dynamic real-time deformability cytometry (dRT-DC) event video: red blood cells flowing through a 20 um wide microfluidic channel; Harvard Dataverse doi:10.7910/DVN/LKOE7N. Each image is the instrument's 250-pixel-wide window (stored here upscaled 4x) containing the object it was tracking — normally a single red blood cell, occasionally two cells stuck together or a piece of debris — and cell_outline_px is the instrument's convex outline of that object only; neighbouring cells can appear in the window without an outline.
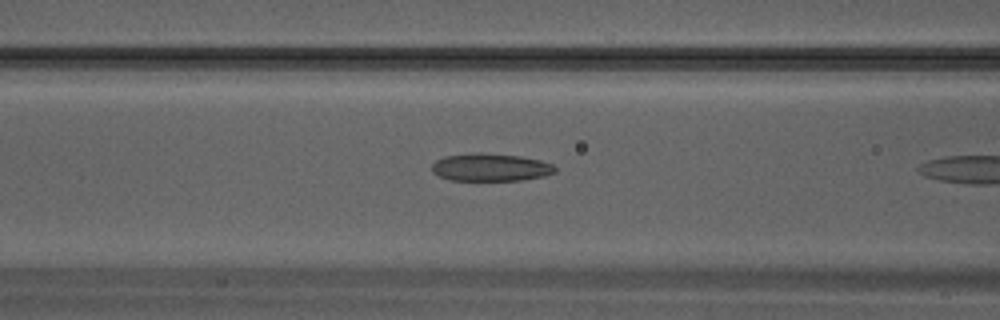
{"species": "Egyptian fruit bat (a non-hibernating species)", "species_latin": "Rousettus aegyptiacus", "temperature_condition": "warm", "stored_images_in_passage": 6, "camera_frame_rate_fps": 3000, "um_per_image_px": 0.085, "animal": {"sex": "male"}, "frame": {"image": 1, "passage_image": 5, "time_ms": 1.333, "image_size_px": [1000, 320], "cell_outline_px": [[556, 172], [544, 176], [520, 180], [452, 180], [440, 176], [432, 172], [432, 164], [436, 160], [444, 156], [480, 152], [520, 156], [540, 160], [552, 164], [556, 168]], "centroid_in_image_um": [41.7, 14.21], "position_along_channel_um": 124.9, "area_um2": 19.83}}